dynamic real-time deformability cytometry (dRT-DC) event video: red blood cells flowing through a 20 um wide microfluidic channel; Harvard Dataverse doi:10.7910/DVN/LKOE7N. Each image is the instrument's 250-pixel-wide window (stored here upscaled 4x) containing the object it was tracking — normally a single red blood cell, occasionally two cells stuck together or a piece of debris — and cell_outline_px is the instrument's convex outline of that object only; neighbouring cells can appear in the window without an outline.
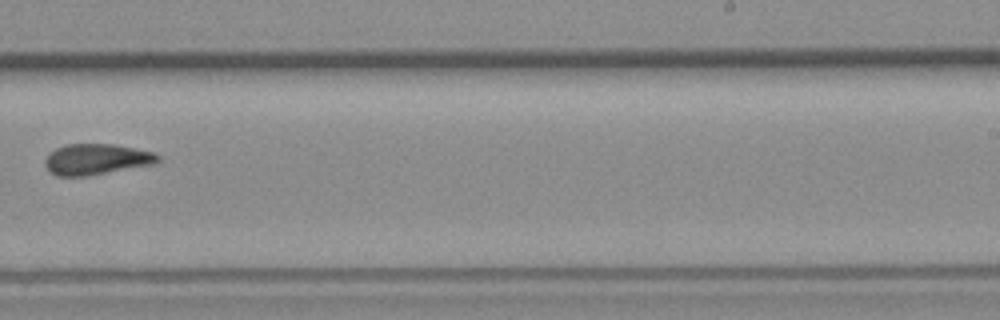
{"species": "common noctule bat (a hibernating species)", "species_latin": "Nyctalus noctula", "temperature_condition": "room temperature", "stored_images_in_passage": 10, "camera_frame_rate_fps": 3000, "um_per_image_px": 0.085, "animal": {"sex": "female", "body_mass_g": 19.3, "forearm_length_mm": 54.1}, "frame": {"image": 1, "passage_image": 10, "time_ms": 11.333, "image_size_px": [1000, 320], "cell_outline_px": [[160, 160], [152, 164], [88, 176], [56, 176], [44, 164], [44, 160], [56, 148], [64, 144], [116, 144], [156, 152], [160, 156]], "centroid_in_image_um": [8.22, 13.53], "position_along_channel_um": 280.8, "area_um2": 20.29}}